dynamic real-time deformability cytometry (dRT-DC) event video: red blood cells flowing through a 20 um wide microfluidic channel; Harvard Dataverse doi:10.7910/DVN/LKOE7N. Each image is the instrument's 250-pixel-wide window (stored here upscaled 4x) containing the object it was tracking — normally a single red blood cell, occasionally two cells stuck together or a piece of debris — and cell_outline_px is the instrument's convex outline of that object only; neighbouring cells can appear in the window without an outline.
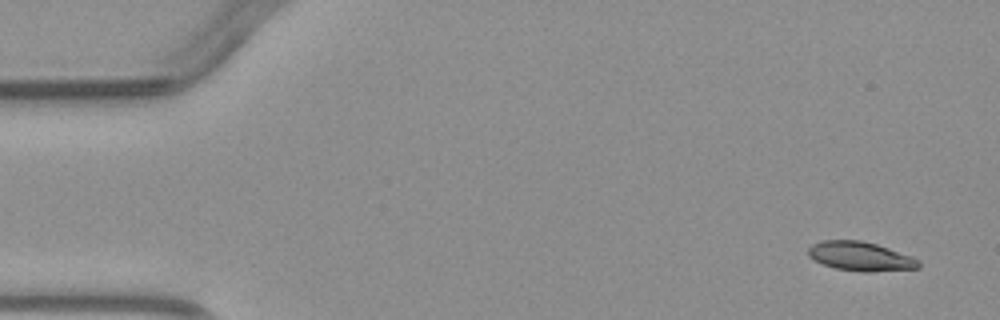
{"species": "common noctule bat (a hibernating species)", "species_latin": "Nyctalus noctula", "temperature_condition": "warm", "stored_images_in_passage": 5, "camera_frame_rate_fps": 3000, "um_per_image_px": 0.085, "animal": {"sex": "male", "body_mass_g": 23.1, "forearm_length_mm": 52.7}, "frame": {"image": 1, "passage_image": 1, "time_ms": 0.0, "image_size_px": [1000, 320], "cell_outline_px": [[920, 268], [868, 272], [864, 272], [836, 268], [824, 264], [808, 256], [808, 248], [812, 244], [820, 240], [860, 240], [876, 244], [912, 256], [920, 260]], "centroid_in_image_um": [73.15, 21.78], "position_along_channel_um": 11.9, "area_um2": 18.67}}